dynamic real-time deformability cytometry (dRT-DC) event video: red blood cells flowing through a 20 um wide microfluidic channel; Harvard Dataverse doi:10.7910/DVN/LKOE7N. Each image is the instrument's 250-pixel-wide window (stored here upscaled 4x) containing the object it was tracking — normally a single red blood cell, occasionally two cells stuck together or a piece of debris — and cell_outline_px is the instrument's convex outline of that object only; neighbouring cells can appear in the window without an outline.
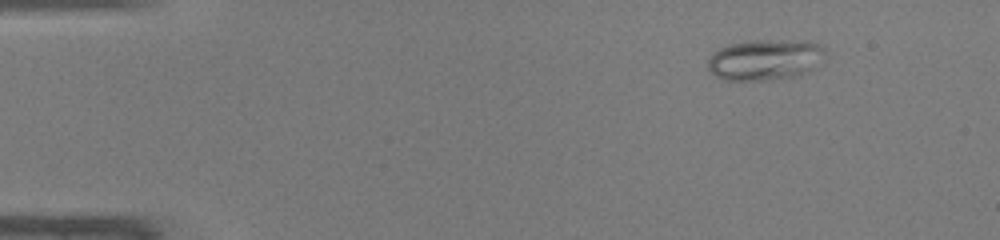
{"species": "common noctule bat (a hibernating species)", "species_latin": "Nyctalus noctula", "temperature_condition": "warm", "stored_images_in_passage": 43, "camera_frame_rate_fps": 3000, "um_per_image_px": 0.085, "animal": {"sex": "male", "body_mass_g": 19.0, "forearm_length_mm": 50.8}, "frame": {"image": 1, "passage_image": 1, "time_ms": 0.0, "image_size_px": [1000, 240], "cell_outline_px": [[824, 48], [808, 72], [800, 76], [768, 80], [724, 80], [716, 76], [708, 68], [708, 60], [720, 48], [728, 44], [752, 40], [768, 40], [816, 44]], "centroid_in_image_um": [64.9, 5.11], "position_along_channel_um": 20.1, "area_um2": 26.88}}
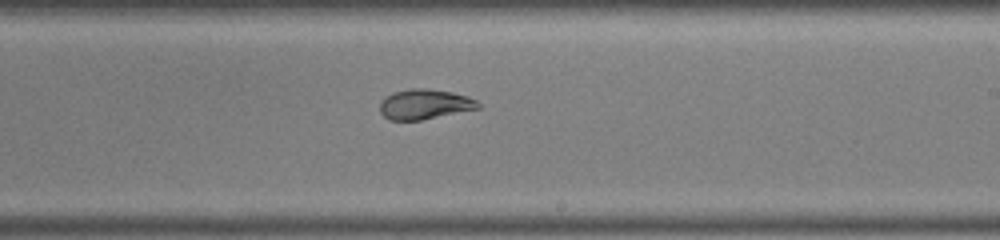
{"frame": {"image": 2, "passage_image": 24, "time_ms": 7.667, "image_size_px": [1000, 240], "cell_outline_px": [[480, 108], [420, 120], [388, 120], [380, 112], [380, 100], [392, 92], [408, 88], [424, 88], [452, 92], [468, 96], [476, 100], [480, 104]], "centroid_in_image_um": [36.06, 8.85], "position_along_channel_um": 252.9, "area_um2": 17.28}}
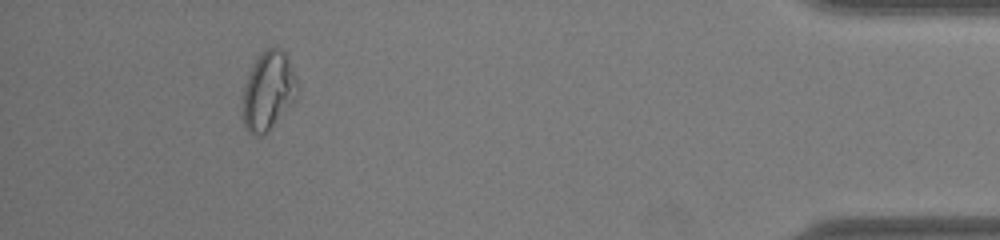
{"frame": {"image": 3, "passage_image": 39, "time_ms": 12.667, "image_size_px": [1000, 240], "cell_outline_px": [[300, 88], [296, 100], [264, 132], [256, 136], [248, 132], [244, 128], [244, 88], [252, 64], [260, 52], [264, 48], [280, 48], [284, 52], [288, 60]], "centroid_in_image_um": [22.82, 7.68], "position_along_channel_um": 412.4, "area_um2": 24.57}}